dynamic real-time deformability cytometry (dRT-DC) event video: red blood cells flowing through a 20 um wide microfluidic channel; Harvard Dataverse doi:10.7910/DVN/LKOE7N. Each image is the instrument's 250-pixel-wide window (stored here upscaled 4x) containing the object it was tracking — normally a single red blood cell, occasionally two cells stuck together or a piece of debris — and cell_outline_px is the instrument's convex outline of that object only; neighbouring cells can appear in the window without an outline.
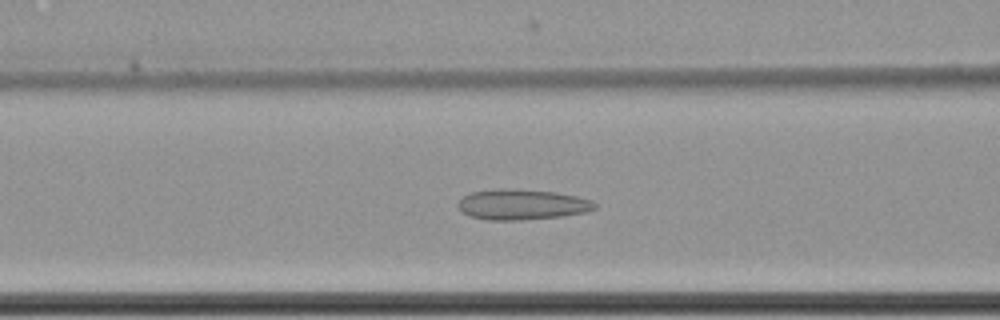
{"species": "common noctule bat (a hibernating species)", "species_latin": "Nyctalus noctula", "temperature_condition": "cold", "stored_images_in_passage": 52, "camera_frame_rate_fps": 3000, "um_per_image_px": 0.085, "animal": {"sex": "female", "body_mass_g": 22.7, "forearm_length_mm": 54.2}, "frame": {"image": 1, "passage_image": 18, "time_ms": 5.667, "image_size_px": [1000, 320], "cell_outline_px": [[596, 208], [588, 212], [560, 216], [520, 220], [488, 220], [468, 216], [456, 204], [464, 196], [472, 192], [500, 188], [512, 188], [556, 192], [576, 196], [592, 200], [596, 204]], "centroid_in_image_um": [44.38, 17.38], "position_along_channel_um": 122.2, "area_um2": 24.33}}
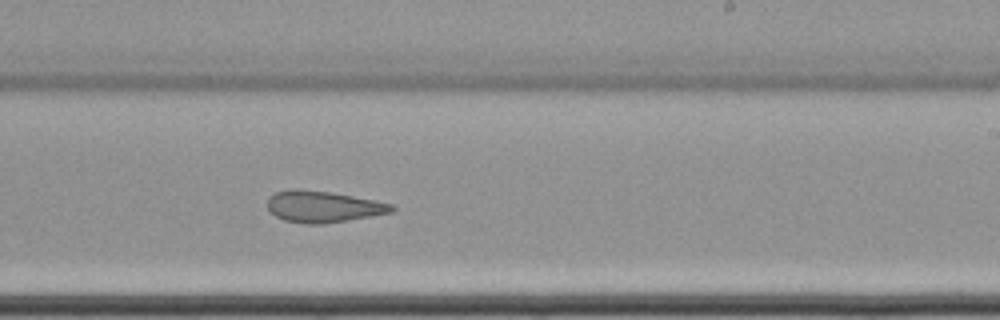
{"frame": {"image": 2, "passage_image": 30, "time_ms": 9.667, "image_size_px": [1000, 320], "cell_outline_px": [[396, 208], [392, 212], [348, 220], [324, 224], [304, 224], [284, 220], [276, 216], [268, 208], [268, 196], [276, 192], [332, 192], [376, 200], [392, 204]], "centroid_in_image_um": [27.53, 17.61], "position_along_channel_um": 261.5, "area_um2": 22.02}}
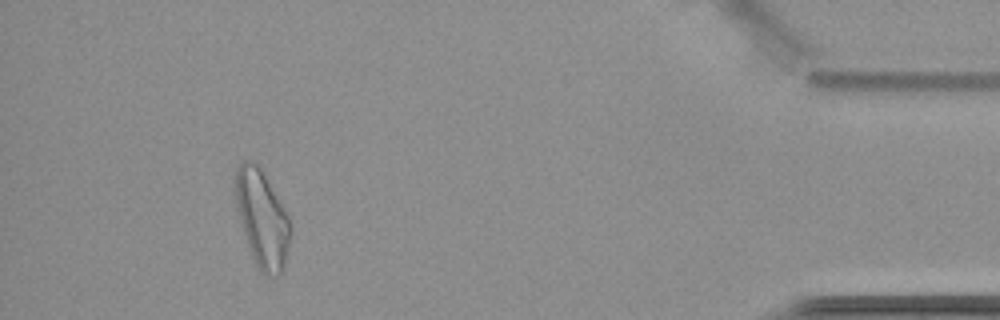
{"frame": {"image": 3, "passage_image": 48, "time_ms": 15.667, "image_size_px": [1000, 320], "cell_outline_px": [[288, 248], [284, 264], [280, 276], [276, 276], [260, 272], [252, 256], [244, 232], [236, 200], [232, 180], [236, 168], [244, 160], [252, 160], [260, 168], [288, 216]], "centroid_in_image_um": [22.23, 18.55], "position_along_channel_um": 413.0, "area_um2": 30.11}, "authors_computed_cell_mechanics": {"area_um2": 25.2297, "velocity_mm_per_s": 3.4887, "shape_relaxation_time_tau1_ms": null, "shape_relaxation_time_tau2_ms": 5.326, "deformation_change_tau1": null, "deformation_change_tau2": 0.1442}}